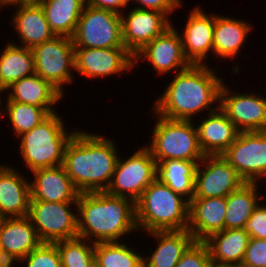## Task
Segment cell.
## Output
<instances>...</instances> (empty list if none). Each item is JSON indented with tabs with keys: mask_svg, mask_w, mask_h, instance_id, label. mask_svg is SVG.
I'll return each instance as SVG.
<instances>
[{
	"mask_svg": "<svg viewBox=\"0 0 266 267\" xmlns=\"http://www.w3.org/2000/svg\"><path fill=\"white\" fill-rule=\"evenodd\" d=\"M157 163L144 145L126 159L118 157L115 171L106 193L126 197L136 202L145 188L156 179Z\"/></svg>",
	"mask_w": 266,
	"mask_h": 267,
	"instance_id": "8",
	"label": "cell"
},
{
	"mask_svg": "<svg viewBox=\"0 0 266 267\" xmlns=\"http://www.w3.org/2000/svg\"><path fill=\"white\" fill-rule=\"evenodd\" d=\"M3 103H0V120L7 115L16 138L25 132L31 131L50 114L43 107H35L15 101Z\"/></svg>",
	"mask_w": 266,
	"mask_h": 267,
	"instance_id": "33",
	"label": "cell"
},
{
	"mask_svg": "<svg viewBox=\"0 0 266 267\" xmlns=\"http://www.w3.org/2000/svg\"><path fill=\"white\" fill-rule=\"evenodd\" d=\"M244 183L222 155H205L196 168L194 197H226Z\"/></svg>",
	"mask_w": 266,
	"mask_h": 267,
	"instance_id": "13",
	"label": "cell"
},
{
	"mask_svg": "<svg viewBox=\"0 0 266 267\" xmlns=\"http://www.w3.org/2000/svg\"><path fill=\"white\" fill-rule=\"evenodd\" d=\"M199 162L178 159L159 161L156 178L190 202L194 197L195 173Z\"/></svg>",
	"mask_w": 266,
	"mask_h": 267,
	"instance_id": "30",
	"label": "cell"
},
{
	"mask_svg": "<svg viewBox=\"0 0 266 267\" xmlns=\"http://www.w3.org/2000/svg\"><path fill=\"white\" fill-rule=\"evenodd\" d=\"M77 222L78 237L94 244L119 242L138 231L135 202L105 191L79 193Z\"/></svg>",
	"mask_w": 266,
	"mask_h": 267,
	"instance_id": "3",
	"label": "cell"
},
{
	"mask_svg": "<svg viewBox=\"0 0 266 267\" xmlns=\"http://www.w3.org/2000/svg\"><path fill=\"white\" fill-rule=\"evenodd\" d=\"M250 235L243 228L224 229L210 235L207 245L211 263L239 267L248 247Z\"/></svg>",
	"mask_w": 266,
	"mask_h": 267,
	"instance_id": "27",
	"label": "cell"
},
{
	"mask_svg": "<svg viewBox=\"0 0 266 267\" xmlns=\"http://www.w3.org/2000/svg\"><path fill=\"white\" fill-rule=\"evenodd\" d=\"M7 2L8 0H0V10L3 11V8L7 7Z\"/></svg>",
	"mask_w": 266,
	"mask_h": 267,
	"instance_id": "43",
	"label": "cell"
},
{
	"mask_svg": "<svg viewBox=\"0 0 266 267\" xmlns=\"http://www.w3.org/2000/svg\"><path fill=\"white\" fill-rule=\"evenodd\" d=\"M2 93H4V92L0 89V103H2L3 102V99H4V97L3 98L1 97L2 96L1 94Z\"/></svg>",
	"mask_w": 266,
	"mask_h": 267,
	"instance_id": "46",
	"label": "cell"
},
{
	"mask_svg": "<svg viewBox=\"0 0 266 267\" xmlns=\"http://www.w3.org/2000/svg\"><path fill=\"white\" fill-rule=\"evenodd\" d=\"M75 71L87 78H107L131 72L133 55L126 48H74Z\"/></svg>",
	"mask_w": 266,
	"mask_h": 267,
	"instance_id": "14",
	"label": "cell"
},
{
	"mask_svg": "<svg viewBox=\"0 0 266 267\" xmlns=\"http://www.w3.org/2000/svg\"><path fill=\"white\" fill-rule=\"evenodd\" d=\"M234 91L223 83L219 108L240 132L266 131V96Z\"/></svg>",
	"mask_w": 266,
	"mask_h": 267,
	"instance_id": "12",
	"label": "cell"
},
{
	"mask_svg": "<svg viewBox=\"0 0 266 267\" xmlns=\"http://www.w3.org/2000/svg\"><path fill=\"white\" fill-rule=\"evenodd\" d=\"M239 267H266V239L250 238Z\"/></svg>",
	"mask_w": 266,
	"mask_h": 267,
	"instance_id": "37",
	"label": "cell"
},
{
	"mask_svg": "<svg viewBox=\"0 0 266 267\" xmlns=\"http://www.w3.org/2000/svg\"><path fill=\"white\" fill-rule=\"evenodd\" d=\"M32 51L35 73L64 95V85L73 83L76 77L73 39L54 36L34 46Z\"/></svg>",
	"mask_w": 266,
	"mask_h": 267,
	"instance_id": "7",
	"label": "cell"
},
{
	"mask_svg": "<svg viewBox=\"0 0 266 267\" xmlns=\"http://www.w3.org/2000/svg\"><path fill=\"white\" fill-rule=\"evenodd\" d=\"M92 267H99L96 263Z\"/></svg>",
	"mask_w": 266,
	"mask_h": 267,
	"instance_id": "47",
	"label": "cell"
},
{
	"mask_svg": "<svg viewBox=\"0 0 266 267\" xmlns=\"http://www.w3.org/2000/svg\"><path fill=\"white\" fill-rule=\"evenodd\" d=\"M77 129L68 142L63 166L79 193L101 192L109 186L118 160L115 140Z\"/></svg>",
	"mask_w": 266,
	"mask_h": 267,
	"instance_id": "2",
	"label": "cell"
},
{
	"mask_svg": "<svg viewBox=\"0 0 266 267\" xmlns=\"http://www.w3.org/2000/svg\"><path fill=\"white\" fill-rule=\"evenodd\" d=\"M33 74L35 63L32 49L8 41L0 52V89L4 92L12 83Z\"/></svg>",
	"mask_w": 266,
	"mask_h": 267,
	"instance_id": "28",
	"label": "cell"
},
{
	"mask_svg": "<svg viewBox=\"0 0 266 267\" xmlns=\"http://www.w3.org/2000/svg\"><path fill=\"white\" fill-rule=\"evenodd\" d=\"M157 117L151 134V140L145 145L152 157L159 161L186 160L201 161L205 154L202 152L195 121L174 120L165 118L151 109Z\"/></svg>",
	"mask_w": 266,
	"mask_h": 267,
	"instance_id": "6",
	"label": "cell"
},
{
	"mask_svg": "<svg viewBox=\"0 0 266 267\" xmlns=\"http://www.w3.org/2000/svg\"><path fill=\"white\" fill-rule=\"evenodd\" d=\"M222 156L246 183H261L266 178V131L240 132Z\"/></svg>",
	"mask_w": 266,
	"mask_h": 267,
	"instance_id": "11",
	"label": "cell"
},
{
	"mask_svg": "<svg viewBox=\"0 0 266 267\" xmlns=\"http://www.w3.org/2000/svg\"><path fill=\"white\" fill-rule=\"evenodd\" d=\"M16 8L9 22L13 26L18 35V43L16 45L26 48H33L45 41L52 39L55 35L51 31L46 20L45 13L39 2L32 3H16L7 2L8 7Z\"/></svg>",
	"mask_w": 266,
	"mask_h": 267,
	"instance_id": "18",
	"label": "cell"
},
{
	"mask_svg": "<svg viewBox=\"0 0 266 267\" xmlns=\"http://www.w3.org/2000/svg\"><path fill=\"white\" fill-rule=\"evenodd\" d=\"M133 58L134 68L139 61L146 60L153 66V71L162 76L173 73L175 69L178 73L191 65L184 55L182 39L175 25L146 44Z\"/></svg>",
	"mask_w": 266,
	"mask_h": 267,
	"instance_id": "15",
	"label": "cell"
},
{
	"mask_svg": "<svg viewBox=\"0 0 266 267\" xmlns=\"http://www.w3.org/2000/svg\"><path fill=\"white\" fill-rule=\"evenodd\" d=\"M127 10L120 14L122 41L133 56L174 24L163 12L135 7Z\"/></svg>",
	"mask_w": 266,
	"mask_h": 267,
	"instance_id": "16",
	"label": "cell"
},
{
	"mask_svg": "<svg viewBox=\"0 0 266 267\" xmlns=\"http://www.w3.org/2000/svg\"><path fill=\"white\" fill-rule=\"evenodd\" d=\"M41 0H8V2H16V3H32V2H40Z\"/></svg>",
	"mask_w": 266,
	"mask_h": 267,
	"instance_id": "42",
	"label": "cell"
},
{
	"mask_svg": "<svg viewBox=\"0 0 266 267\" xmlns=\"http://www.w3.org/2000/svg\"><path fill=\"white\" fill-rule=\"evenodd\" d=\"M95 263L99 267H144L142 253L122 241L94 244Z\"/></svg>",
	"mask_w": 266,
	"mask_h": 267,
	"instance_id": "32",
	"label": "cell"
},
{
	"mask_svg": "<svg viewBox=\"0 0 266 267\" xmlns=\"http://www.w3.org/2000/svg\"><path fill=\"white\" fill-rule=\"evenodd\" d=\"M226 197H193L189 207L188 231L195 241L225 229Z\"/></svg>",
	"mask_w": 266,
	"mask_h": 267,
	"instance_id": "22",
	"label": "cell"
},
{
	"mask_svg": "<svg viewBox=\"0 0 266 267\" xmlns=\"http://www.w3.org/2000/svg\"><path fill=\"white\" fill-rule=\"evenodd\" d=\"M18 263H24V267H62L61 256L55 243H41Z\"/></svg>",
	"mask_w": 266,
	"mask_h": 267,
	"instance_id": "35",
	"label": "cell"
},
{
	"mask_svg": "<svg viewBox=\"0 0 266 267\" xmlns=\"http://www.w3.org/2000/svg\"><path fill=\"white\" fill-rule=\"evenodd\" d=\"M201 119L202 122L195 125L202 152L205 155H222L240 131L220 108L205 114L204 118L202 115Z\"/></svg>",
	"mask_w": 266,
	"mask_h": 267,
	"instance_id": "23",
	"label": "cell"
},
{
	"mask_svg": "<svg viewBox=\"0 0 266 267\" xmlns=\"http://www.w3.org/2000/svg\"><path fill=\"white\" fill-rule=\"evenodd\" d=\"M258 185L259 183H244L226 196L225 229L244 228L259 201L263 200Z\"/></svg>",
	"mask_w": 266,
	"mask_h": 267,
	"instance_id": "31",
	"label": "cell"
},
{
	"mask_svg": "<svg viewBox=\"0 0 266 267\" xmlns=\"http://www.w3.org/2000/svg\"><path fill=\"white\" fill-rule=\"evenodd\" d=\"M10 165H0V219L28 216L30 180Z\"/></svg>",
	"mask_w": 266,
	"mask_h": 267,
	"instance_id": "20",
	"label": "cell"
},
{
	"mask_svg": "<svg viewBox=\"0 0 266 267\" xmlns=\"http://www.w3.org/2000/svg\"><path fill=\"white\" fill-rule=\"evenodd\" d=\"M17 265H18V263L11 262L7 267H14V266L16 267Z\"/></svg>",
	"mask_w": 266,
	"mask_h": 267,
	"instance_id": "45",
	"label": "cell"
},
{
	"mask_svg": "<svg viewBox=\"0 0 266 267\" xmlns=\"http://www.w3.org/2000/svg\"><path fill=\"white\" fill-rule=\"evenodd\" d=\"M189 207L186 198L156 178L135 202L138 232L188 229Z\"/></svg>",
	"mask_w": 266,
	"mask_h": 267,
	"instance_id": "4",
	"label": "cell"
},
{
	"mask_svg": "<svg viewBox=\"0 0 266 267\" xmlns=\"http://www.w3.org/2000/svg\"><path fill=\"white\" fill-rule=\"evenodd\" d=\"M41 243L28 216L0 219V250L10 262L18 263Z\"/></svg>",
	"mask_w": 266,
	"mask_h": 267,
	"instance_id": "19",
	"label": "cell"
},
{
	"mask_svg": "<svg viewBox=\"0 0 266 267\" xmlns=\"http://www.w3.org/2000/svg\"><path fill=\"white\" fill-rule=\"evenodd\" d=\"M72 39L74 48H125L121 16L85 4Z\"/></svg>",
	"mask_w": 266,
	"mask_h": 267,
	"instance_id": "10",
	"label": "cell"
},
{
	"mask_svg": "<svg viewBox=\"0 0 266 267\" xmlns=\"http://www.w3.org/2000/svg\"><path fill=\"white\" fill-rule=\"evenodd\" d=\"M39 3L54 35L72 38L86 0H41Z\"/></svg>",
	"mask_w": 266,
	"mask_h": 267,
	"instance_id": "29",
	"label": "cell"
},
{
	"mask_svg": "<svg viewBox=\"0 0 266 267\" xmlns=\"http://www.w3.org/2000/svg\"><path fill=\"white\" fill-rule=\"evenodd\" d=\"M210 263L207 245L203 241H194L182 254L176 267H208Z\"/></svg>",
	"mask_w": 266,
	"mask_h": 267,
	"instance_id": "36",
	"label": "cell"
},
{
	"mask_svg": "<svg viewBox=\"0 0 266 267\" xmlns=\"http://www.w3.org/2000/svg\"><path fill=\"white\" fill-rule=\"evenodd\" d=\"M214 24V13L208 14L198 5L189 11L183 31L179 34L184 55L190 64H209L207 59L213 54Z\"/></svg>",
	"mask_w": 266,
	"mask_h": 267,
	"instance_id": "17",
	"label": "cell"
},
{
	"mask_svg": "<svg viewBox=\"0 0 266 267\" xmlns=\"http://www.w3.org/2000/svg\"><path fill=\"white\" fill-rule=\"evenodd\" d=\"M62 118L58 112L50 113L31 131L17 137L19 153L29 172L63 165L65 148L77 130L68 131Z\"/></svg>",
	"mask_w": 266,
	"mask_h": 267,
	"instance_id": "5",
	"label": "cell"
},
{
	"mask_svg": "<svg viewBox=\"0 0 266 267\" xmlns=\"http://www.w3.org/2000/svg\"><path fill=\"white\" fill-rule=\"evenodd\" d=\"M252 23L233 16L215 14L213 55L219 61L237 58L250 32ZM221 59V60H220Z\"/></svg>",
	"mask_w": 266,
	"mask_h": 267,
	"instance_id": "24",
	"label": "cell"
},
{
	"mask_svg": "<svg viewBox=\"0 0 266 267\" xmlns=\"http://www.w3.org/2000/svg\"><path fill=\"white\" fill-rule=\"evenodd\" d=\"M86 4L95 8L109 10L121 14L129 8V0H86Z\"/></svg>",
	"mask_w": 266,
	"mask_h": 267,
	"instance_id": "40",
	"label": "cell"
},
{
	"mask_svg": "<svg viewBox=\"0 0 266 267\" xmlns=\"http://www.w3.org/2000/svg\"><path fill=\"white\" fill-rule=\"evenodd\" d=\"M28 217L42 243L78 237L77 202L30 200Z\"/></svg>",
	"mask_w": 266,
	"mask_h": 267,
	"instance_id": "9",
	"label": "cell"
},
{
	"mask_svg": "<svg viewBox=\"0 0 266 267\" xmlns=\"http://www.w3.org/2000/svg\"><path fill=\"white\" fill-rule=\"evenodd\" d=\"M30 200L47 202H77L79 192L63 165L41 168L31 172Z\"/></svg>",
	"mask_w": 266,
	"mask_h": 267,
	"instance_id": "21",
	"label": "cell"
},
{
	"mask_svg": "<svg viewBox=\"0 0 266 267\" xmlns=\"http://www.w3.org/2000/svg\"><path fill=\"white\" fill-rule=\"evenodd\" d=\"M132 3L138 4L135 8L156 10L165 13L168 17L183 6L182 0H129V4L132 5Z\"/></svg>",
	"mask_w": 266,
	"mask_h": 267,
	"instance_id": "39",
	"label": "cell"
},
{
	"mask_svg": "<svg viewBox=\"0 0 266 267\" xmlns=\"http://www.w3.org/2000/svg\"><path fill=\"white\" fill-rule=\"evenodd\" d=\"M209 66L191 64L178 73L174 72L173 80L161 97L155 99L152 109L165 118L192 121L204 111L210 113L218 109L224 78Z\"/></svg>",
	"mask_w": 266,
	"mask_h": 267,
	"instance_id": "1",
	"label": "cell"
},
{
	"mask_svg": "<svg viewBox=\"0 0 266 267\" xmlns=\"http://www.w3.org/2000/svg\"><path fill=\"white\" fill-rule=\"evenodd\" d=\"M11 262L4 256L0 250V267H7Z\"/></svg>",
	"mask_w": 266,
	"mask_h": 267,
	"instance_id": "41",
	"label": "cell"
},
{
	"mask_svg": "<svg viewBox=\"0 0 266 267\" xmlns=\"http://www.w3.org/2000/svg\"><path fill=\"white\" fill-rule=\"evenodd\" d=\"M60 256L62 267H92L95 264L94 243L76 237L55 243Z\"/></svg>",
	"mask_w": 266,
	"mask_h": 267,
	"instance_id": "34",
	"label": "cell"
},
{
	"mask_svg": "<svg viewBox=\"0 0 266 267\" xmlns=\"http://www.w3.org/2000/svg\"><path fill=\"white\" fill-rule=\"evenodd\" d=\"M145 234L155 238L156 247L148 249L151 255L143 256L144 267H176L182 254L195 241L188 229Z\"/></svg>",
	"mask_w": 266,
	"mask_h": 267,
	"instance_id": "26",
	"label": "cell"
},
{
	"mask_svg": "<svg viewBox=\"0 0 266 267\" xmlns=\"http://www.w3.org/2000/svg\"><path fill=\"white\" fill-rule=\"evenodd\" d=\"M4 92L5 94L7 93L6 101L43 107L49 113L56 112L57 107L55 106L64 98L56 88L36 73L17 80L6 88Z\"/></svg>",
	"mask_w": 266,
	"mask_h": 267,
	"instance_id": "25",
	"label": "cell"
},
{
	"mask_svg": "<svg viewBox=\"0 0 266 267\" xmlns=\"http://www.w3.org/2000/svg\"><path fill=\"white\" fill-rule=\"evenodd\" d=\"M208 267H231V266H228V265H218V264L210 263V265Z\"/></svg>",
	"mask_w": 266,
	"mask_h": 267,
	"instance_id": "44",
	"label": "cell"
},
{
	"mask_svg": "<svg viewBox=\"0 0 266 267\" xmlns=\"http://www.w3.org/2000/svg\"><path fill=\"white\" fill-rule=\"evenodd\" d=\"M264 204L260 201L245 223L243 229L250 235V238L266 239V204Z\"/></svg>",
	"mask_w": 266,
	"mask_h": 267,
	"instance_id": "38",
	"label": "cell"
}]
</instances>
